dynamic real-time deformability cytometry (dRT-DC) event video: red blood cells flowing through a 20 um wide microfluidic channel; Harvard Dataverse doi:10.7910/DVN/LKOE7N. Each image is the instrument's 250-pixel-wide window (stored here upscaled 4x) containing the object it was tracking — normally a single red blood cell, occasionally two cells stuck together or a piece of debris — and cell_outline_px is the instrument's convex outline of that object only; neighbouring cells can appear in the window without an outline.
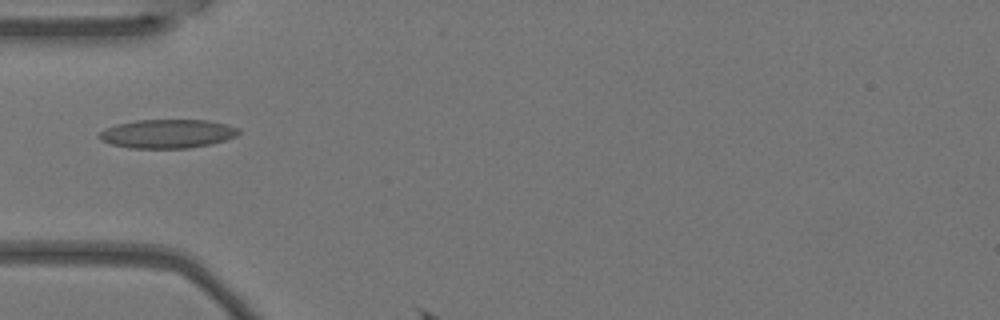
{"species": "Egyptian fruit bat (a non-hibernating species)", "species_latin": "Rousettus aegyptiacus", "temperature_condition": "warm", "stored_images_in_passage": 2, "camera_frame_rate_fps": 3000, "um_per_image_px": 0.085, "animal": {"sex": "female"}, "frame": {"image": 1, "passage_image": 1, "time_ms": 0.0, "image_size_px": [1000, 320], "cell_outline_px": [[240, 132], [236, 136], [224, 140], [208, 144], [188, 148], [128, 148], [112, 144], [100, 140], [96, 136], [104, 128], [116, 124], [136, 120], [208, 120], [228, 124], [240, 128]], "centroid_in_image_um": [14.21, 11.36], "position_along_channel_um": 70.8, "area_um2": 23.52}}